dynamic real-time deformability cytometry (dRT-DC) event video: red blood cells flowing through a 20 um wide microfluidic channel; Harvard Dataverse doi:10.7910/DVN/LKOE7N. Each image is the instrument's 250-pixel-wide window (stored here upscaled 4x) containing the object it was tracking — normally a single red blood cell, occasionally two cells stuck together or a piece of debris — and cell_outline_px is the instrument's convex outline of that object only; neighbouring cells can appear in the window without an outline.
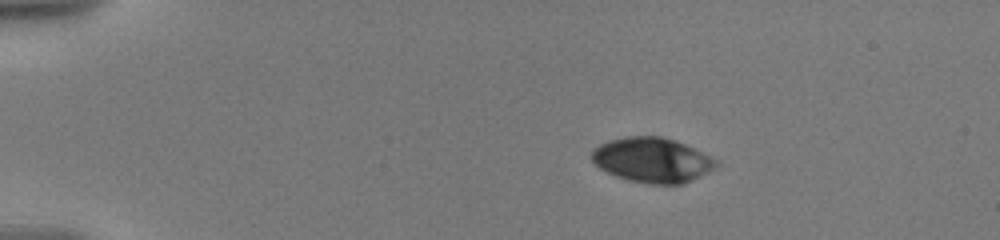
{"species": "human", "species_latin": "Homo sapiens", "temperature_condition": "warm", "stored_images_in_passage": 16, "camera_frame_rate_fps": 3000, "um_per_image_px": 0.085, "donor": {"sex": "male"}, "frame": {"image": 1, "passage_image": 1, "time_ms": 0.0, "image_size_px": [1000, 240], "cell_outline_px": [[720, 164], [680, 184], [648, 184], [628, 180], [616, 176], [600, 168], [588, 156], [600, 144], [608, 140], [628, 136], [660, 136], [676, 140], [720, 160]], "centroid_in_image_um": [55.41, 13.58], "position_along_channel_um": 29.6, "area_um2": 32.25}}
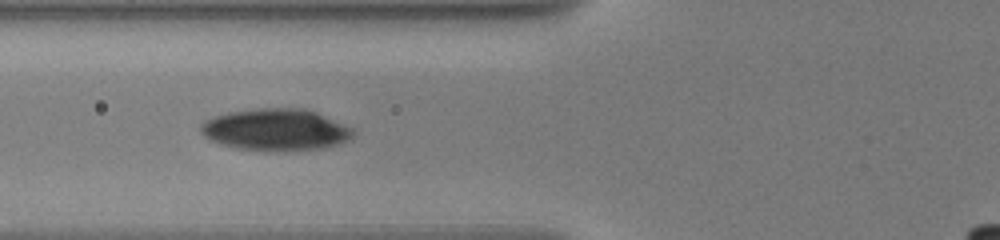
{"frame": {"image": 2, "passage_image": 8, "time_ms": 4.333, "image_size_px": [1000, 240], "cell_outline_px": [[356, 132], [348, 140], [324, 148], [236, 148], [212, 140], [204, 136], [200, 132], [200, 124], [204, 120], [228, 112], [260, 108], [304, 108], [316, 112], [352, 128]], "centroid_in_image_um": [23.42, 10.97], "position_along_channel_um": 102.4, "area_um2": 35.84}}
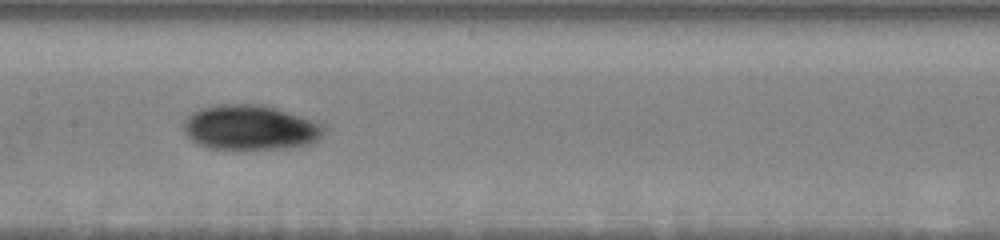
{"frame": {"image": 3, "passage_image": 15, "time_ms": 6.667, "image_size_px": [1000, 240], "cell_outline_px": [[324, 132], [312, 144], [280, 148], [208, 148], [192, 140], [184, 132], [184, 120], [192, 112], [200, 108], [220, 104], [264, 104], [312, 120], [320, 124], [324, 128]], "centroid_in_image_um": [21.24, 10.82], "position_along_channel_um": 186.2, "area_um2": 36.24}}